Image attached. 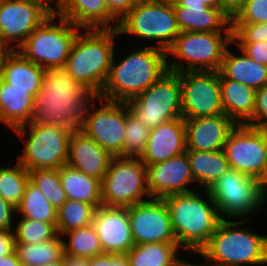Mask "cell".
<instances>
[{
    "mask_svg": "<svg viewBox=\"0 0 267 266\" xmlns=\"http://www.w3.org/2000/svg\"><path fill=\"white\" fill-rule=\"evenodd\" d=\"M96 96L67 72L65 67L45 69L40 90L34 96L31 122L54 125L74 132Z\"/></svg>",
    "mask_w": 267,
    "mask_h": 266,
    "instance_id": "6da1fadb",
    "label": "cell"
},
{
    "mask_svg": "<svg viewBox=\"0 0 267 266\" xmlns=\"http://www.w3.org/2000/svg\"><path fill=\"white\" fill-rule=\"evenodd\" d=\"M114 55L98 98L127 103L147 90L168 70L167 52L152 45L134 49L116 65Z\"/></svg>",
    "mask_w": 267,
    "mask_h": 266,
    "instance_id": "7a4b0ae2",
    "label": "cell"
},
{
    "mask_svg": "<svg viewBox=\"0 0 267 266\" xmlns=\"http://www.w3.org/2000/svg\"><path fill=\"white\" fill-rule=\"evenodd\" d=\"M205 194L206 199L194 191L162 198L169 209L173 231L182 250L198 253L222 220L211 195L207 190Z\"/></svg>",
    "mask_w": 267,
    "mask_h": 266,
    "instance_id": "3957f363",
    "label": "cell"
},
{
    "mask_svg": "<svg viewBox=\"0 0 267 266\" xmlns=\"http://www.w3.org/2000/svg\"><path fill=\"white\" fill-rule=\"evenodd\" d=\"M73 42L65 69L78 83L84 85L96 97L101 93L110 72L115 53V29H84Z\"/></svg>",
    "mask_w": 267,
    "mask_h": 266,
    "instance_id": "277c9868",
    "label": "cell"
},
{
    "mask_svg": "<svg viewBox=\"0 0 267 266\" xmlns=\"http://www.w3.org/2000/svg\"><path fill=\"white\" fill-rule=\"evenodd\" d=\"M247 221L222 219L197 254L215 266L267 265V236L242 227Z\"/></svg>",
    "mask_w": 267,
    "mask_h": 266,
    "instance_id": "5b68a950",
    "label": "cell"
},
{
    "mask_svg": "<svg viewBox=\"0 0 267 266\" xmlns=\"http://www.w3.org/2000/svg\"><path fill=\"white\" fill-rule=\"evenodd\" d=\"M207 191L221 219L249 220L252 218L249 215H255L256 210L259 212L267 199L262 181L233 168H229Z\"/></svg>",
    "mask_w": 267,
    "mask_h": 266,
    "instance_id": "8992f818",
    "label": "cell"
},
{
    "mask_svg": "<svg viewBox=\"0 0 267 266\" xmlns=\"http://www.w3.org/2000/svg\"><path fill=\"white\" fill-rule=\"evenodd\" d=\"M55 18L60 21L59 24H55ZM80 29L84 31L68 19L52 13L17 50L44 69L64 67Z\"/></svg>",
    "mask_w": 267,
    "mask_h": 266,
    "instance_id": "52a82bcc",
    "label": "cell"
},
{
    "mask_svg": "<svg viewBox=\"0 0 267 266\" xmlns=\"http://www.w3.org/2000/svg\"><path fill=\"white\" fill-rule=\"evenodd\" d=\"M26 126L29 127L28 138ZM13 131L21 137V140L26 137L23 153L16 159L28 171L59 169L67 163L71 131L34 122L23 124Z\"/></svg>",
    "mask_w": 267,
    "mask_h": 266,
    "instance_id": "ba28073f",
    "label": "cell"
},
{
    "mask_svg": "<svg viewBox=\"0 0 267 266\" xmlns=\"http://www.w3.org/2000/svg\"><path fill=\"white\" fill-rule=\"evenodd\" d=\"M233 43L232 32H180L167 55L186 61L187 67L172 61L168 70L219 71L226 48Z\"/></svg>",
    "mask_w": 267,
    "mask_h": 266,
    "instance_id": "9c48e42d",
    "label": "cell"
},
{
    "mask_svg": "<svg viewBox=\"0 0 267 266\" xmlns=\"http://www.w3.org/2000/svg\"><path fill=\"white\" fill-rule=\"evenodd\" d=\"M118 22L119 34H130L147 41L156 40L154 47L168 51L180 30L173 5L139 0Z\"/></svg>",
    "mask_w": 267,
    "mask_h": 266,
    "instance_id": "30bf717a",
    "label": "cell"
},
{
    "mask_svg": "<svg viewBox=\"0 0 267 266\" xmlns=\"http://www.w3.org/2000/svg\"><path fill=\"white\" fill-rule=\"evenodd\" d=\"M148 198L147 168L141 159L112 157L101 182L102 205L127 208Z\"/></svg>",
    "mask_w": 267,
    "mask_h": 266,
    "instance_id": "8fae6325",
    "label": "cell"
},
{
    "mask_svg": "<svg viewBox=\"0 0 267 266\" xmlns=\"http://www.w3.org/2000/svg\"><path fill=\"white\" fill-rule=\"evenodd\" d=\"M127 104L130 111L149 129L183 117L179 73L167 70L153 85Z\"/></svg>",
    "mask_w": 267,
    "mask_h": 266,
    "instance_id": "7c38bea8",
    "label": "cell"
},
{
    "mask_svg": "<svg viewBox=\"0 0 267 266\" xmlns=\"http://www.w3.org/2000/svg\"><path fill=\"white\" fill-rule=\"evenodd\" d=\"M97 99L102 102L100 108H95ZM92 108L93 112L90 111ZM125 122L126 103L95 97L83 114L80 130L95 140L112 157H123Z\"/></svg>",
    "mask_w": 267,
    "mask_h": 266,
    "instance_id": "4fadbf2b",
    "label": "cell"
},
{
    "mask_svg": "<svg viewBox=\"0 0 267 266\" xmlns=\"http://www.w3.org/2000/svg\"><path fill=\"white\" fill-rule=\"evenodd\" d=\"M223 151L230 168L262 181L267 172V130L237 124Z\"/></svg>",
    "mask_w": 267,
    "mask_h": 266,
    "instance_id": "5bb4252c",
    "label": "cell"
},
{
    "mask_svg": "<svg viewBox=\"0 0 267 266\" xmlns=\"http://www.w3.org/2000/svg\"><path fill=\"white\" fill-rule=\"evenodd\" d=\"M184 119L224 114L219 71L179 72Z\"/></svg>",
    "mask_w": 267,
    "mask_h": 266,
    "instance_id": "9a60e30c",
    "label": "cell"
},
{
    "mask_svg": "<svg viewBox=\"0 0 267 266\" xmlns=\"http://www.w3.org/2000/svg\"><path fill=\"white\" fill-rule=\"evenodd\" d=\"M52 13L42 0H4L0 3V40L17 50Z\"/></svg>",
    "mask_w": 267,
    "mask_h": 266,
    "instance_id": "2e32d148",
    "label": "cell"
},
{
    "mask_svg": "<svg viewBox=\"0 0 267 266\" xmlns=\"http://www.w3.org/2000/svg\"><path fill=\"white\" fill-rule=\"evenodd\" d=\"M135 244L177 243L169 209L162 198H149L128 207Z\"/></svg>",
    "mask_w": 267,
    "mask_h": 266,
    "instance_id": "e0dca14e",
    "label": "cell"
},
{
    "mask_svg": "<svg viewBox=\"0 0 267 266\" xmlns=\"http://www.w3.org/2000/svg\"><path fill=\"white\" fill-rule=\"evenodd\" d=\"M101 248L107 254H126L134 245L128 207L101 205L93 216Z\"/></svg>",
    "mask_w": 267,
    "mask_h": 266,
    "instance_id": "ac0fdd59",
    "label": "cell"
},
{
    "mask_svg": "<svg viewBox=\"0 0 267 266\" xmlns=\"http://www.w3.org/2000/svg\"><path fill=\"white\" fill-rule=\"evenodd\" d=\"M146 168L147 187L151 198L193 192L187 187L195 181L186 151L166 161L148 165Z\"/></svg>",
    "mask_w": 267,
    "mask_h": 266,
    "instance_id": "d6986e66",
    "label": "cell"
},
{
    "mask_svg": "<svg viewBox=\"0 0 267 266\" xmlns=\"http://www.w3.org/2000/svg\"><path fill=\"white\" fill-rule=\"evenodd\" d=\"M186 128V150H223L230 132L236 123L227 115L184 119Z\"/></svg>",
    "mask_w": 267,
    "mask_h": 266,
    "instance_id": "ffe728a7",
    "label": "cell"
},
{
    "mask_svg": "<svg viewBox=\"0 0 267 266\" xmlns=\"http://www.w3.org/2000/svg\"><path fill=\"white\" fill-rule=\"evenodd\" d=\"M186 151V128L183 117L169 120L150 129L147 145L139 157L146 165L163 162Z\"/></svg>",
    "mask_w": 267,
    "mask_h": 266,
    "instance_id": "44dd1931",
    "label": "cell"
},
{
    "mask_svg": "<svg viewBox=\"0 0 267 266\" xmlns=\"http://www.w3.org/2000/svg\"><path fill=\"white\" fill-rule=\"evenodd\" d=\"M112 156L82 130L72 132L67 165L102 182Z\"/></svg>",
    "mask_w": 267,
    "mask_h": 266,
    "instance_id": "7402d4cb",
    "label": "cell"
},
{
    "mask_svg": "<svg viewBox=\"0 0 267 266\" xmlns=\"http://www.w3.org/2000/svg\"><path fill=\"white\" fill-rule=\"evenodd\" d=\"M53 13L82 29L118 27L117 19L109 12L104 0H59Z\"/></svg>",
    "mask_w": 267,
    "mask_h": 266,
    "instance_id": "603a6c76",
    "label": "cell"
},
{
    "mask_svg": "<svg viewBox=\"0 0 267 266\" xmlns=\"http://www.w3.org/2000/svg\"><path fill=\"white\" fill-rule=\"evenodd\" d=\"M173 7L180 32H232V19L220 7Z\"/></svg>",
    "mask_w": 267,
    "mask_h": 266,
    "instance_id": "cb8c5ba5",
    "label": "cell"
},
{
    "mask_svg": "<svg viewBox=\"0 0 267 266\" xmlns=\"http://www.w3.org/2000/svg\"><path fill=\"white\" fill-rule=\"evenodd\" d=\"M220 87L224 114L236 124H248L254 117L256 90L221 73Z\"/></svg>",
    "mask_w": 267,
    "mask_h": 266,
    "instance_id": "d4e9b609",
    "label": "cell"
},
{
    "mask_svg": "<svg viewBox=\"0 0 267 266\" xmlns=\"http://www.w3.org/2000/svg\"><path fill=\"white\" fill-rule=\"evenodd\" d=\"M45 69L26 59L18 50L5 58L0 78L11 88L30 89L34 97L40 90Z\"/></svg>",
    "mask_w": 267,
    "mask_h": 266,
    "instance_id": "484cf974",
    "label": "cell"
},
{
    "mask_svg": "<svg viewBox=\"0 0 267 266\" xmlns=\"http://www.w3.org/2000/svg\"><path fill=\"white\" fill-rule=\"evenodd\" d=\"M34 97L30 89L11 88L0 78V122L12 130L31 122Z\"/></svg>",
    "mask_w": 267,
    "mask_h": 266,
    "instance_id": "4316f807",
    "label": "cell"
},
{
    "mask_svg": "<svg viewBox=\"0 0 267 266\" xmlns=\"http://www.w3.org/2000/svg\"><path fill=\"white\" fill-rule=\"evenodd\" d=\"M241 55L225 50L219 72L227 79L245 84L254 90L267 86V66L248 57L242 50Z\"/></svg>",
    "mask_w": 267,
    "mask_h": 266,
    "instance_id": "83f0119b",
    "label": "cell"
},
{
    "mask_svg": "<svg viewBox=\"0 0 267 266\" xmlns=\"http://www.w3.org/2000/svg\"><path fill=\"white\" fill-rule=\"evenodd\" d=\"M62 187L68 200H78L92 204L95 208L102 205L101 181L65 164L59 169Z\"/></svg>",
    "mask_w": 267,
    "mask_h": 266,
    "instance_id": "f1b7e54d",
    "label": "cell"
},
{
    "mask_svg": "<svg viewBox=\"0 0 267 266\" xmlns=\"http://www.w3.org/2000/svg\"><path fill=\"white\" fill-rule=\"evenodd\" d=\"M194 181L208 190L230 167L223 150H186Z\"/></svg>",
    "mask_w": 267,
    "mask_h": 266,
    "instance_id": "f546056e",
    "label": "cell"
},
{
    "mask_svg": "<svg viewBox=\"0 0 267 266\" xmlns=\"http://www.w3.org/2000/svg\"><path fill=\"white\" fill-rule=\"evenodd\" d=\"M178 243L150 242L135 244L127 253L130 266H175Z\"/></svg>",
    "mask_w": 267,
    "mask_h": 266,
    "instance_id": "4dcf8cb0",
    "label": "cell"
},
{
    "mask_svg": "<svg viewBox=\"0 0 267 266\" xmlns=\"http://www.w3.org/2000/svg\"><path fill=\"white\" fill-rule=\"evenodd\" d=\"M15 253L22 266H44L62 262L63 239L58 233L53 239L41 243H15Z\"/></svg>",
    "mask_w": 267,
    "mask_h": 266,
    "instance_id": "1f68e13d",
    "label": "cell"
},
{
    "mask_svg": "<svg viewBox=\"0 0 267 266\" xmlns=\"http://www.w3.org/2000/svg\"><path fill=\"white\" fill-rule=\"evenodd\" d=\"M18 213L21 217L52 223L56 227L57 209L30 180L26 185L22 201L17 207Z\"/></svg>",
    "mask_w": 267,
    "mask_h": 266,
    "instance_id": "d6a6232c",
    "label": "cell"
},
{
    "mask_svg": "<svg viewBox=\"0 0 267 266\" xmlns=\"http://www.w3.org/2000/svg\"><path fill=\"white\" fill-rule=\"evenodd\" d=\"M66 235L69 236V241L65 242L63 239L65 254L88 259L104 254L98 234L92 224L65 232L61 236Z\"/></svg>",
    "mask_w": 267,
    "mask_h": 266,
    "instance_id": "836d02e7",
    "label": "cell"
},
{
    "mask_svg": "<svg viewBox=\"0 0 267 266\" xmlns=\"http://www.w3.org/2000/svg\"><path fill=\"white\" fill-rule=\"evenodd\" d=\"M96 208L87 202L67 200L57 209V232L62 235L65 232L75 230L92 224Z\"/></svg>",
    "mask_w": 267,
    "mask_h": 266,
    "instance_id": "e575fe53",
    "label": "cell"
},
{
    "mask_svg": "<svg viewBox=\"0 0 267 266\" xmlns=\"http://www.w3.org/2000/svg\"><path fill=\"white\" fill-rule=\"evenodd\" d=\"M29 180L28 170L18 161L15 166L0 167V197L17 208Z\"/></svg>",
    "mask_w": 267,
    "mask_h": 266,
    "instance_id": "d590c367",
    "label": "cell"
},
{
    "mask_svg": "<svg viewBox=\"0 0 267 266\" xmlns=\"http://www.w3.org/2000/svg\"><path fill=\"white\" fill-rule=\"evenodd\" d=\"M28 172L30 181L39 188L56 209H59L68 200L58 169H36Z\"/></svg>",
    "mask_w": 267,
    "mask_h": 266,
    "instance_id": "8d00e7d4",
    "label": "cell"
},
{
    "mask_svg": "<svg viewBox=\"0 0 267 266\" xmlns=\"http://www.w3.org/2000/svg\"><path fill=\"white\" fill-rule=\"evenodd\" d=\"M150 129L129 109L126 103L125 142L123 157H140L147 145Z\"/></svg>",
    "mask_w": 267,
    "mask_h": 266,
    "instance_id": "74e56055",
    "label": "cell"
},
{
    "mask_svg": "<svg viewBox=\"0 0 267 266\" xmlns=\"http://www.w3.org/2000/svg\"><path fill=\"white\" fill-rule=\"evenodd\" d=\"M15 243H41L53 239L57 229L52 223H46L22 217L14 228Z\"/></svg>",
    "mask_w": 267,
    "mask_h": 266,
    "instance_id": "f35d334b",
    "label": "cell"
},
{
    "mask_svg": "<svg viewBox=\"0 0 267 266\" xmlns=\"http://www.w3.org/2000/svg\"><path fill=\"white\" fill-rule=\"evenodd\" d=\"M233 42H267V23H232Z\"/></svg>",
    "mask_w": 267,
    "mask_h": 266,
    "instance_id": "ab89813d",
    "label": "cell"
},
{
    "mask_svg": "<svg viewBox=\"0 0 267 266\" xmlns=\"http://www.w3.org/2000/svg\"><path fill=\"white\" fill-rule=\"evenodd\" d=\"M232 23H267V0H247Z\"/></svg>",
    "mask_w": 267,
    "mask_h": 266,
    "instance_id": "60d3db41",
    "label": "cell"
},
{
    "mask_svg": "<svg viewBox=\"0 0 267 266\" xmlns=\"http://www.w3.org/2000/svg\"><path fill=\"white\" fill-rule=\"evenodd\" d=\"M247 125L267 130V86L256 90L254 117Z\"/></svg>",
    "mask_w": 267,
    "mask_h": 266,
    "instance_id": "b9f144b4",
    "label": "cell"
},
{
    "mask_svg": "<svg viewBox=\"0 0 267 266\" xmlns=\"http://www.w3.org/2000/svg\"><path fill=\"white\" fill-rule=\"evenodd\" d=\"M238 45L239 50H242L248 57L256 62L267 66V42H233Z\"/></svg>",
    "mask_w": 267,
    "mask_h": 266,
    "instance_id": "7bdbcfd3",
    "label": "cell"
},
{
    "mask_svg": "<svg viewBox=\"0 0 267 266\" xmlns=\"http://www.w3.org/2000/svg\"><path fill=\"white\" fill-rule=\"evenodd\" d=\"M89 266H130L126 254H107L89 259Z\"/></svg>",
    "mask_w": 267,
    "mask_h": 266,
    "instance_id": "ee69618b",
    "label": "cell"
},
{
    "mask_svg": "<svg viewBox=\"0 0 267 266\" xmlns=\"http://www.w3.org/2000/svg\"><path fill=\"white\" fill-rule=\"evenodd\" d=\"M139 0H104L109 12L119 21Z\"/></svg>",
    "mask_w": 267,
    "mask_h": 266,
    "instance_id": "f6af8a7d",
    "label": "cell"
},
{
    "mask_svg": "<svg viewBox=\"0 0 267 266\" xmlns=\"http://www.w3.org/2000/svg\"><path fill=\"white\" fill-rule=\"evenodd\" d=\"M17 208L0 197V230H10ZM13 214V215H12Z\"/></svg>",
    "mask_w": 267,
    "mask_h": 266,
    "instance_id": "bcb514c9",
    "label": "cell"
},
{
    "mask_svg": "<svg viewBox=\"0 0 267 266\" xmlns=\"http://www.w3.org/2000/svg\"><path fill=\"white\" fill-rule=\"evenodd\" d=\"M15 251V237L12 229L0 230V256H7Z\"/></svg>",
    "mask_w": 267,
    "mask_h": 266,
    "instance_id": "7dc6e473",
    "label": "cell"
},
{
    "mask_svg": "<svg viewBox=\"0 0 267 266\" xmlns=\"http://www.w3.org/2000/svg\"><path fill=\"white\" fill-rule=\"evenodd\" d=\"M220 8L233 19L244 7L247 0H219Z\"/></svg>",
    "mask_w": 267,
    "mask_h": 266,
    "instance_id": "c3c4849f",
    "label": "cell"
},
{
    "mask_svg": "<svg viewBox=\"0 0 267 266\" xmlns=\"http://www.w3.org/2000/svg\"><path fill=\"white\" fill-rule=\"evenodd\" d=\"M173 6H183L186 8H195L209 6L210 8L220 7L219 0H177Z\"/></svg>",
    "mask_w": 267,
    "mask_h": 266,
    "instance_id": "681fc988",
    "label": "cell"
},
{
    "mask_svg": "<svg viewBox=\"0 0 267 266\" xmlns=\"http://www.w3.org/2000/svg\"><path fill=\"white\" fill-rule=\"evenodd\" d=\"M62 266H89V259L85 257H76L64 253Z\"/></svg>",
    "mask_w": 267,
    "mask_h": 266,
    "instance_id": "f907efd6",
    "label": "cell"
},
{
    "mask_svg": "<svg viewBox=\"0 0 267 266\" xmlns=\"http://www.w3.org/2000/svg\"><path fill=\"white\" fill-rule=\"evenodd\" d=\"M0 266H22L15 251L7 256H0Z\"/></svg>",
    "mask_w": 267,
    "mask_h": 266,
    "instance_id": "816d5d0a",
    "label": "cell"
},
{
    "mask_svg": "<svg viewBox=\"0 0 267 266\" xmlns=\"http://www.w3.org/2000/svg\"><path fill=\"white\" fill-rule=\"evenodd\" d=\"M12 51L3 41L0 40V75L6 56Z\"/></svg>",
    "mask_w": 267,
    "mask_h": 266,
    "instance_id": "f5cc1de1",
    "label": "cell"
},
{
    "mask_svg": "<svg viewBox=\"0 0 267 266\" xmlns=\"http://www.w3.org/2000/svg\"><path fill=\"white\" fill-rule=\"evenodd\" d=\"M206 263L205 264H201V265H199V264H193V263H188V261H183V260H181L179 258L178 261L176 262V265L175 266H215V265H213L212 263H210L208 261Z\"/></svg>",
    "mask_w": 267,
    "mask_h": 266,
    "instance_id": "db71d44e",
    "label": "cell"
},
{
    "mask_svg": "<svg viewBox=\"0 0 267 266\" xmlns=\"http://www.w3.org/2000/svg\"><path fill=\"white\" fill-rule=\"evenodd\" d=\"M152 3H160V4H168L173 5L176 3L177 0H146Z\"/></svg>",
    "mask_w": 267,
    "mask_h": 266,
    "instance_id": "11a10c76",
    "label": "cell"
},
{
    "mask_svg": "<svg viewBox=\"0 0 267 266\" xmlns=\"http://www.w3.org/2000/svg\"><path fill=\"white\" fill-rule=\"evenodd\" d=\"M262 184H263V188H264L265 192L267 193V172H266L264 178L262 179Z\"/></svg>",
    "mask_w": 267,
    "mask_h": 266,
    "instance_id": "9f6ffc18",
    "label": "cell"
},
{
    "mask_svg": "<svg viewBox=\"0 0 267 266\" xmlns=\"http://www.w3.org/2000/svg\"><path fill=\"white\" fill-rule=\"evenodd\" d=\"M44 1L47 5H49L52 9L54 8V6H52V4H48V3H52L55 0H42ZM59 2V0H56V2L54 3L55 5H57Z\"/></svg>",
    "mask_w": 267,
    "mask_h": 266,
    "instance_id": "6f0895ef",
    "label": "cell"
},
{
    "mask_svg": "<svg viewBox=\"0 0 267 266\" xmlns=\"http://www.w3.org/2000/svg\"><path fill=\"white\" fill-rule=\"evenodd\" d=\"M44 266H62V262H57V263H51V264H47Z\"/></svg>",
    "mask_w": 267,
    "mask_h": 266,
    "instance_id": "680465c9",
    "label": "cell"
}]
</instances>
